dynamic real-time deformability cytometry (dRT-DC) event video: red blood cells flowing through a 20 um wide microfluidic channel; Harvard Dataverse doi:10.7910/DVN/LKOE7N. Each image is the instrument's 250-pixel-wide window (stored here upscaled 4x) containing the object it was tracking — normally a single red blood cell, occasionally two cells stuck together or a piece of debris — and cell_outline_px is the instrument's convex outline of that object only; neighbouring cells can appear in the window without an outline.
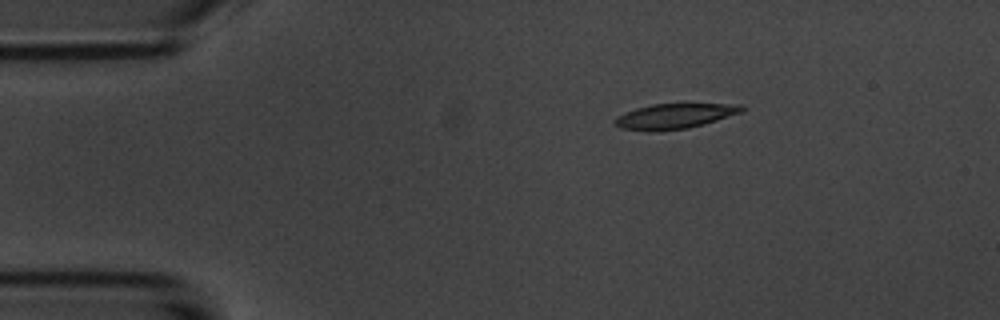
{"species": "common noctule bat (a hibernating species)", "species_latin": "Nyctalus noctula", "temperature_condition": "room temperature", "stored_images_in_passage": 5, "camera_frame_rate_fps": 3000, "um_per_image_px": 0.085, "animal": {"sex": "male", "body_mass_g": 20.1, "forearm_length_mm": 53.5}, "frame": {"image": 1, "passage_image": 1, "time_ms": 0.0, "image_size_px": [1000, 320], "cell_outline_px": [[744, 108], [740, 112], [704, 124], [688, 128], [620, 128], [612, 120], [616, 116], [624, 112], [636, 108], [652, 104], [736, 104]], "centroid_in_image_um": [57.33, 9.82], "position_along_channel_um": 27.7, "area_um2": 17.46}}
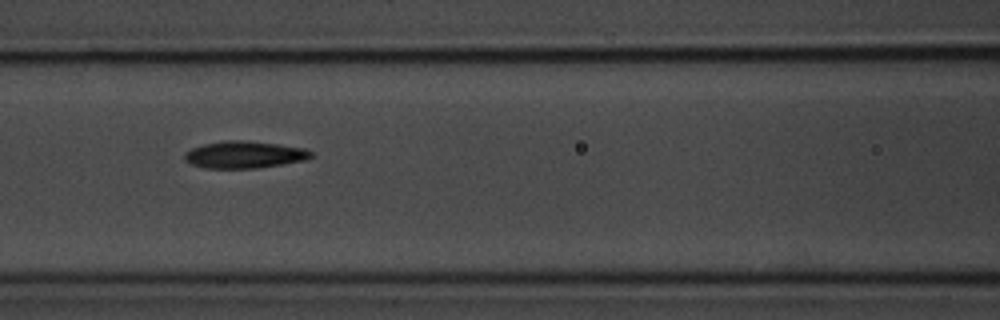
{"frame": {"image": 2, "passage_image": 5, "time_ms": 4.667, "image_size_px": [1000, 320], "cell_outline_px": [[312, 156], [304, 160], [256, 168], [204, 168], [192, 164], [184, 160], [184, 152], [192, 148], [204, 144], [224, 140], [244, 140], [276, 144], [304, 148], [312, 152]], "centroid_in_image_um": [20.72, 13.14], "position_along_channel_um": 145.9, "area_um2": 19.77}}